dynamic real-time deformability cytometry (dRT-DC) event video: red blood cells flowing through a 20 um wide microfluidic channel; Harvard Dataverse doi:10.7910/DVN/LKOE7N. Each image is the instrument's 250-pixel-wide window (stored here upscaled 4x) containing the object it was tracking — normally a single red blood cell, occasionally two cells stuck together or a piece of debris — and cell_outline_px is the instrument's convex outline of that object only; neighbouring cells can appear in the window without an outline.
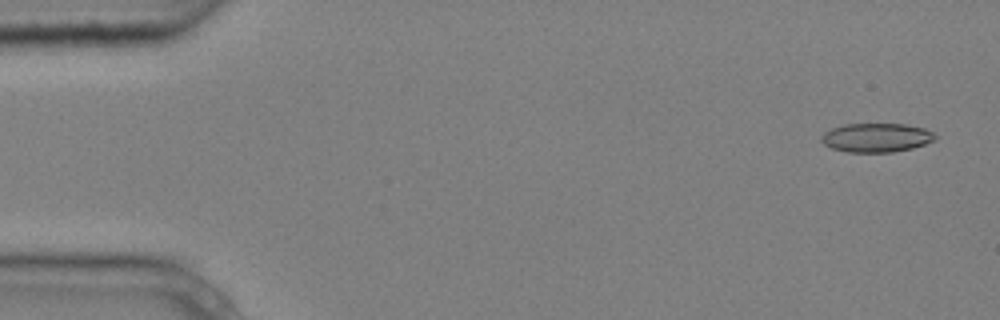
{"species": "common noctule bat (a hibernating species)", "species_latin": "Nyctalus noctula", "temperature_condition": "cold", "stored_images_in_passage": 8, "camera_frame_rate_fps": 3000, "um_per_image_px": 0.085, "animal": {"sex": "male", "body_mass_g": 20.4}, "frame": {"image": 1, "passage_image": 1, "time_ms": 0.0, "image_size_px": [1000, 320], "cell_outline_px": [[936, 140], [912, 148], [892, 152], [848, 152], [832, 148], [824, 144], [820, 140], [820, 136], [824, 132], [832, 128], [844, 124], [904, 124], [924, 128], [932, 132], [936, 136]], "centroid_in_image_um": [74.47, 11.7], "position_along_channel_um": 10.5, "area_um2": 19.19}}
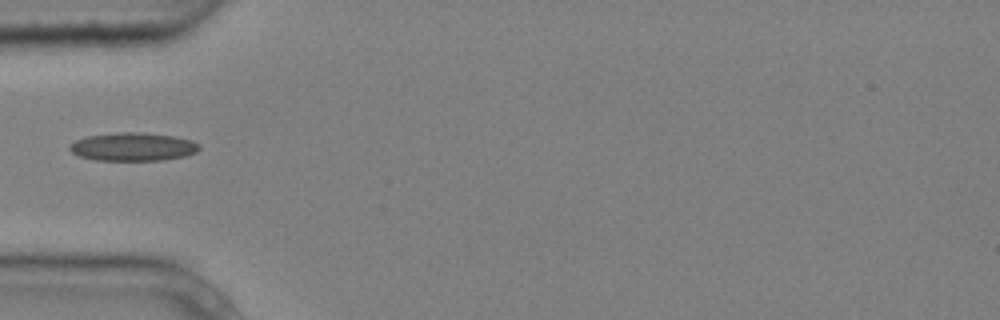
{"frame": {"image": 2, "passage_image": 5, "time_ms": 1.333, "image_size_px": [1000, 320], "cell_outline_px": [[200, 148], [196, 152], [184, 156], [160, 160], [96, 160], [80, 156], [72, 152], [68, 148], [76, 140], [88, 136], [120, 132], [140, 132], [172, 136], [192, 140], [200, 144]], "centroid_in_image_um": [11.32, 12.47], "position_along_channel_um": 73.7, "area_um2": 21.1}}
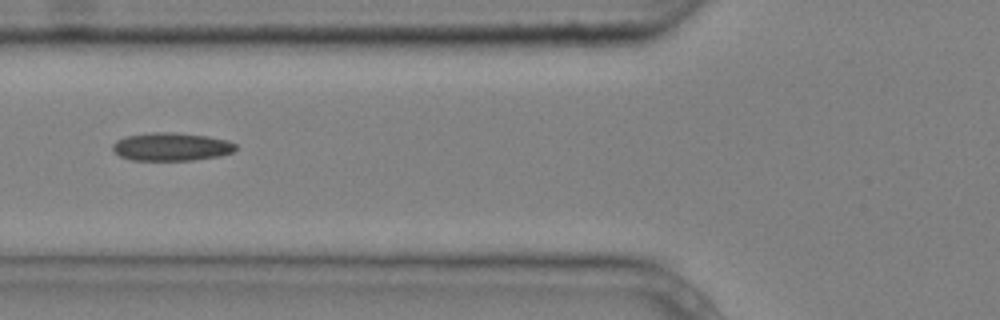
{"frame": {"image": 3, "passage_image": 6, "time_ms": 1.667, "image_size_px": [1000, 320], "cell_outline_px": [[236, 148], [232, 152], [220, 156], [192, 160], [132, 160], [120, 156], [112, 152], [112, 144], [116, 140], [124, 136], [152, 132], [176, 132], [208, 136], [228, 140], [236, 144]], "centroid_in_image_um": [14.53, 12.46], "position_along_channel_um": 111.3, "area_um2": 20.4}}